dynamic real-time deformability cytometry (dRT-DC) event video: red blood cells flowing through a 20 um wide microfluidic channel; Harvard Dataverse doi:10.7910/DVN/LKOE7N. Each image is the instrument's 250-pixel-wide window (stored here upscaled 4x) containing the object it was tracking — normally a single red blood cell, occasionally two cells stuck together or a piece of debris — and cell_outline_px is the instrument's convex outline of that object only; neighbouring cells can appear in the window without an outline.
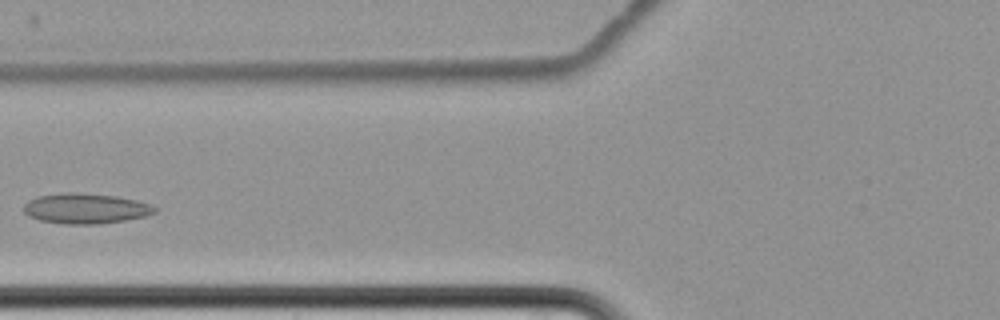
{"species": "common noctule bat (a hibernating species)", "species_latin": "Nyctalus noctula", "temperature_condition": "cold", "stored_images_in_passage": 5, "camera_frame_rate_fps": 3000, "um_per_image_px": 0.085, "animal": {"sex": "female", "body_mass_g": 22.7, "forearm_length_mm": 54.2}, "frame": {"image": 1, "passage_image": 4, "time_ms": 3.667, "image_size_px": [1000, 320], "cell_outline_px": [[156, 212], [144, 216], [124, 220], [96, 224], [64, 224], [40, 220], [28, 216], [24, 212], [24, 204], [28, 200], [36, 196], [60, 192], [80, 192], [116, 196], [136, 200], [152, 204], [156, 208]], "centroid_in_image_um": [7.24, 17.7], "position_along_channel_um": 118.6, "area_um2": 23.29}}
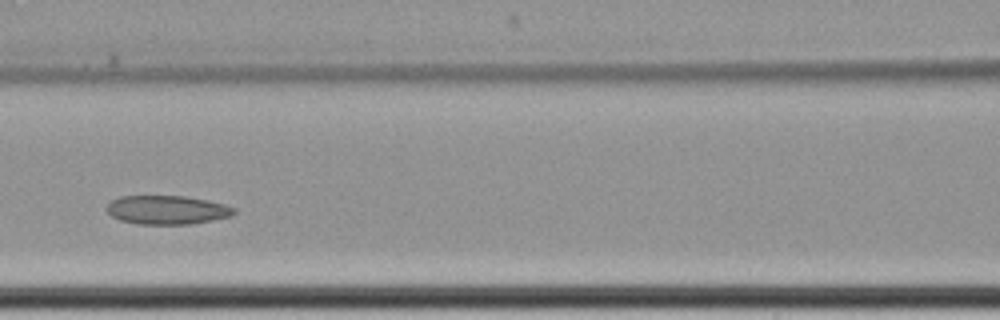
{"frame": {"image": 2, "passage_image": 5, "time_ms": 4.667, "image_size_px": [1000, 320], "cell_outline_px": [[236, 212], [232, 216], [212, 220], [188, 224], [136, 224], [120, 220], [112, 216], [104, 208], [112, 200], [120, 196], [184, 196], [208, 200], [224, 204], [236, 208]], "centroid_in_image_um": [14.2, 17.84], "position_along_channel_um": 152.4, "area_um2": 21.44}}